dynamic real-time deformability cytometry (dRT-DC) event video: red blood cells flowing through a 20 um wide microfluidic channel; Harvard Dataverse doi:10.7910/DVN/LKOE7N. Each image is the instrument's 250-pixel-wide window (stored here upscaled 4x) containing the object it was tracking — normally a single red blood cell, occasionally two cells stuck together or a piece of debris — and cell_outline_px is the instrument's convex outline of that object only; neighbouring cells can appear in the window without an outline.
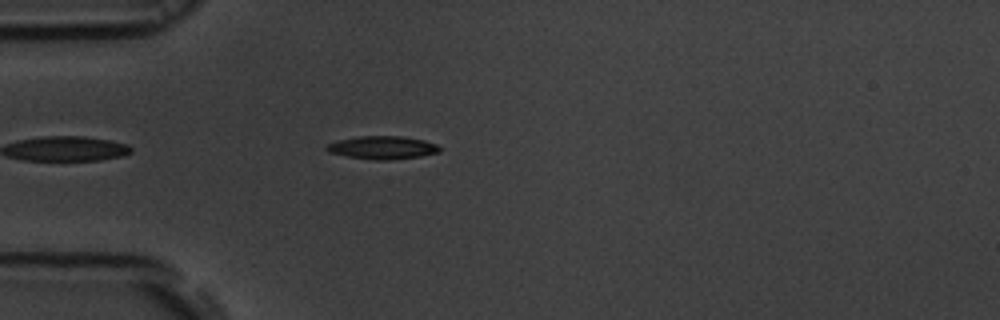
{"species": "common noctule bat (a hibernating species)", "species_latin": "Nyctalus noctula", "temperature_condition": "room temperature", "stored_images_in_passage": 37, "camera_frame_rate_fps": 3000, "um_per_image_px": 0.085, "animal": {"sex": "male", "body_mass_g": 19.5, "forearm_length_mm": 54.6}, "frame": {"image": 1, "passage_image": 1, "time_ms": 0.0, "image_size_px": [1000, 320], "cell_outline_px": [[440, 152], [420, 156], [388, 160], [372, 160], [348, 156], [328, 152], [324, 148], [328, 144], [336, 140], [360, 136], [400, 136], [424, 140], [436, 144], [440, 148]], "centroid_in_image_um": [32.49, 12.54], "position_along_channel_um": 52.5, "area_um2": 15.14}}
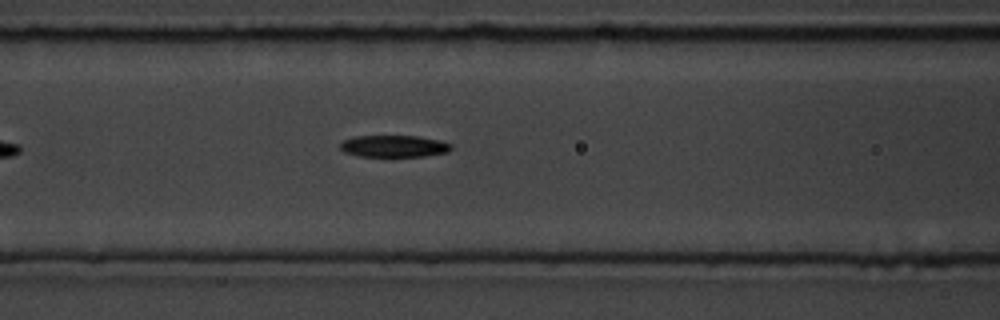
{"frame": {"image": 2, "passage_image": 8, "time_ms": 2.333, "image_size_px": [1000, 320], "cell_outline_px": [[452, 148], [448, 152], [424, 156], [360, 156], [344, 152], [340, 148], [340, 144], [344, 140], [356, 136], [416, 136], [440, 140], [452, 144]], "centroid_in_image_um": [33.51, 12.42], "position_along_channel_um": 133.1, "area_um2": 14.05}}
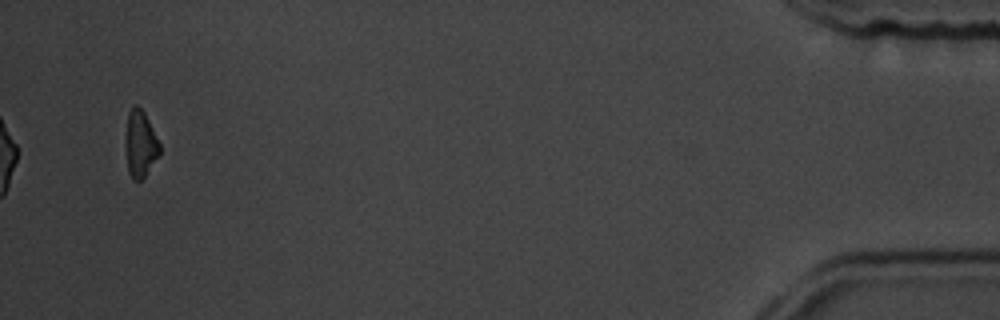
{"frame": {"image": 3, "passage_image": 37, "time_ms": 12.0, "image_size_px": [1000, 320], "cell_outline_px": [[160, 152], [144, 176], [140, 180], [132, 180], [128, 172], [124, 148], [124, 140], [128, 112], [136, 104], [144, 112], [160, 144]], "centroid_in_image_um": [11.87, 12.23], "position_along_channel_um": 423.3, "area_um2": 13.29}, "authors_computed_cell_mechanics": {"area_um2": 14.9124, "velocity_mm_per_s": 3.8707, "shape_relaxation_time_tau1_ms": 2.21, "shape_relaxation_time_tau2_ms": null, "deformation_change_tau1": 0.1081, "deformation_change_tau2": null}}